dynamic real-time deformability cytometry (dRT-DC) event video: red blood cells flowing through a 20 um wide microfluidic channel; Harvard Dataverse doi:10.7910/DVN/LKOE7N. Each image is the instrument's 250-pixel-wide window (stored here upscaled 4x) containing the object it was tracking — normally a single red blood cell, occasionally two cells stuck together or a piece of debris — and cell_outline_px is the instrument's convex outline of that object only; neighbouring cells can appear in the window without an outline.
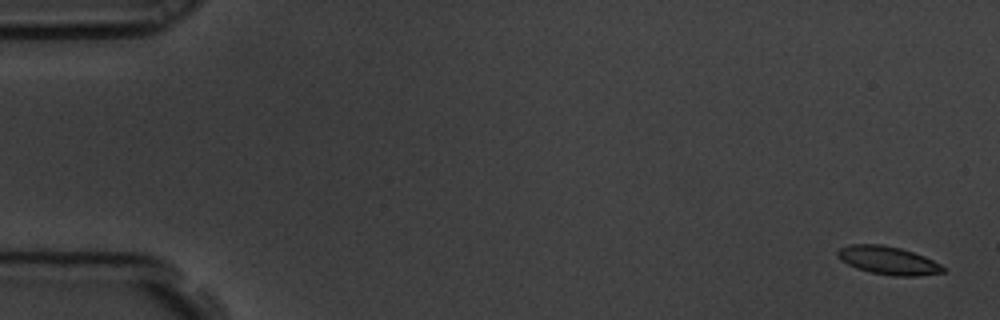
{"species": "common noctule bat (a hibernating species)", "species_latin": "Nyctalus noctula", "temperature_condition": "room temperature", "stored_images_in_passage": 5, "camera_frame_rate_fps": 3000, "um_per_image_px": 0.085, "animal": {"sex": "male", "body_mass_g": 19.5, "forearm_length_mm": 54.6}, "frame": {"image": 1, "passage_image": 1, "time_ms": 0.0, "image_size_px": [1000, 320], "cell_outline_px": [[944, 272], [916, 276], [892, 276], [872, 272], [856, 268], [840, 260], [836, 256], [836, 252], [840, 248], [848, 244], [880, 244], [900, 248], [924, 256], [940, 264], [944, 268]], "centroid_in_image_um": [75.45, 22.13], "position_along_channel_um": 9.6, "area_um2": 17.22}}
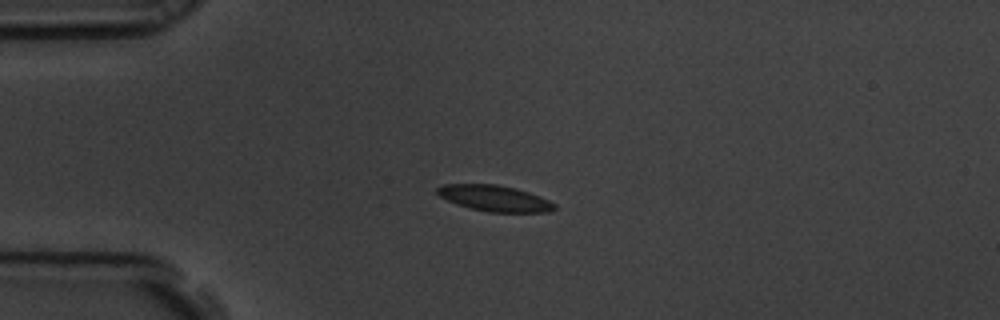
{"frame": {"image": 2, "passage_image": 4, "time_ms": 1.0, "image_size_px": [1000, 320], "cell_outline_px": [[556, 208], [548, 212], [488, 212], [456, 204], [440, 196], [436, 192], [436, 188], [444, 184], [496, 184], [516, 188], [540, 196], [556, 204]], "centroid_in_image_um": [42.05, 16.85], "position_along_channel_um": 43.0, "area_um2": 17.69}}